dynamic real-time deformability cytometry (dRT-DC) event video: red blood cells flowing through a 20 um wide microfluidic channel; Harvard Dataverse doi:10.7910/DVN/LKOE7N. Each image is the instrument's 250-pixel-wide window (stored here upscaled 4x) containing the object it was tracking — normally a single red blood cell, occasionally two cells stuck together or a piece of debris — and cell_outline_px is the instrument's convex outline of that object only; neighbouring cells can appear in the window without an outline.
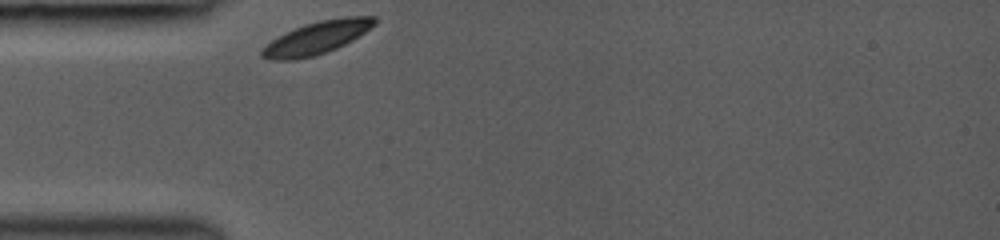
{"species": "common noctule bat (a hibernating species)", "species_latin": "Nyctalus noctula", "temperature_condition": "room temperature", "stored_images_in_passage": 28, "camera_frame_rate_fps": 3000, "um_per_image_px": 0.085, "animal": {"sex": "female", "body_mass_g": 19.0, "forearm_length_mm": 53.3}, "frame": {"image": 1, "passage_image": 1, "time_ms": 0.0, "image_size_px": [1000, 240], "cell_outline_px": [[376, 24], [352, 40], [328, 52], [316, 56], [292, 60], [268, 60], [260, 56], [260, 48], [272, 40], [304, 24], [320, 20], [344, 16], [376, 16]], "centroid_in_image_um": [26.91, 3.22], "position_along_channel_um": 58.1, "area_um2": 21.44}}
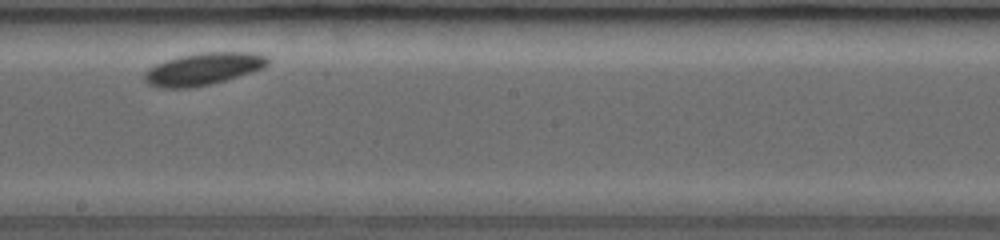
{"frame": {"image": 2, "passage_image": 15, "time_ms": 4.667, "image_size_px": [1000, 240], "cell_outline_px": [[268, 64], [264, 68], [252, 72], [212, 84], [192, 88], [156, 88], [148, 84], [144, 80], [144, 72], [148, 68], [156, 64], [180, 56], [200, 52], [252, 52], [268, 56]], "centroid_in_image_um": [17.27, 5.87], "position_along_channel_um": 230.9, "area_um2": 23.35}}
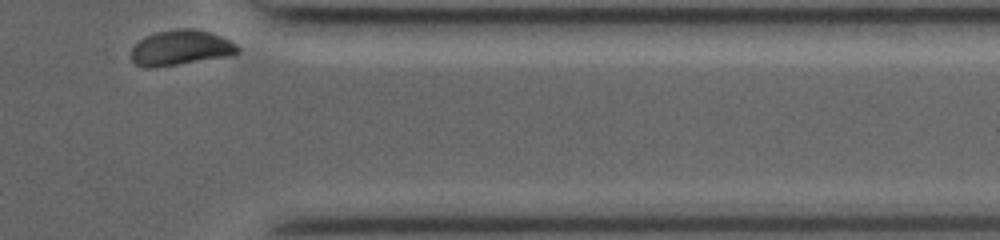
{"frame": {"image": 3, "passage_image": 28, "time_ms": 9.0, "image_size_px": [1000, 240], "cell_outline_px": [[240, 52], [232, 56], [152, 68], [148, 68], [136, 64], [132, 60], [132, 48], [144, 36], [156, 32], [176, 28], [192, 28], [208, 32], [220, 36], [236, 44], [240, 48]], "centroid_in_image_um": [15.38, 4.06], "position_along_channel_um": 396.0, "area_um2": 21.91}, "authors_computed_cell_mechanics": {"area_um2": 22.3686, "velocity_mm_per_s": 3.7982, "shape_relaxation_time_tau1_ms": 0.3075, "shape_relaxation_time_tau2_ms": null, "deformation_change_tau1": 0.0145, "deformation_change_tau2": null}}